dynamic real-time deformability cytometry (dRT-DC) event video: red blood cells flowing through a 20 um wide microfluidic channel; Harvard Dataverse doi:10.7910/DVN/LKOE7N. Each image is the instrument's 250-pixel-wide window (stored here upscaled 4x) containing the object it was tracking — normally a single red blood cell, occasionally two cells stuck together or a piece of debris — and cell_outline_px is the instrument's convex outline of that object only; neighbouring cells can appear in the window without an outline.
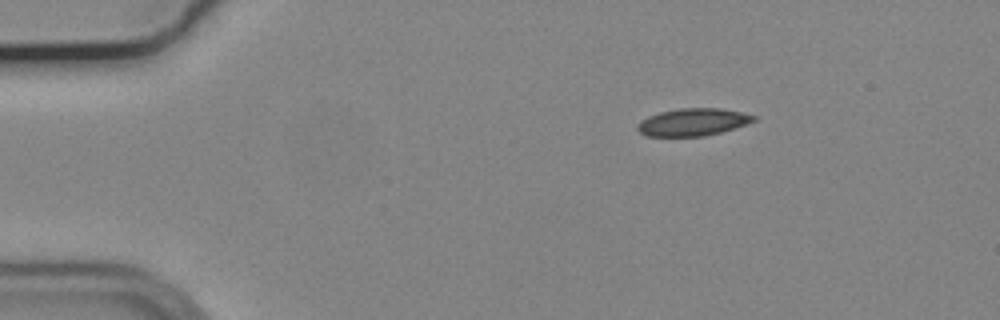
{"species": "common noctule bat (a hibernating species)", "species_latin": "Nyctalus noctula", "temperature_condition": "cold", "stored_images_in_passage": 47, "camera_frame_rate_fps": 3000, "um_per_image_px": 0.085, "animal": {"sex": "male", "body_mass_g": 19.2, "forearm_length_mm": 51.8}, "frame": {"image": 1, "passage_image": 1, "time_ms": 0.0, "image_size_px": [1000, 320], "cell_outline_px": [[756, 120], [720, 132], [704, 136], [648, 136], [640, 132], [636, 128], [636, 124], [640, 120], [648, 116], [660, 112], [680, 108], [720, 108], [740, 112], [756, 116]], "centroid_in_image_um": [58.84, 10.37], "position_along_channel_um": 26.2, "area_um2": 18.38}}
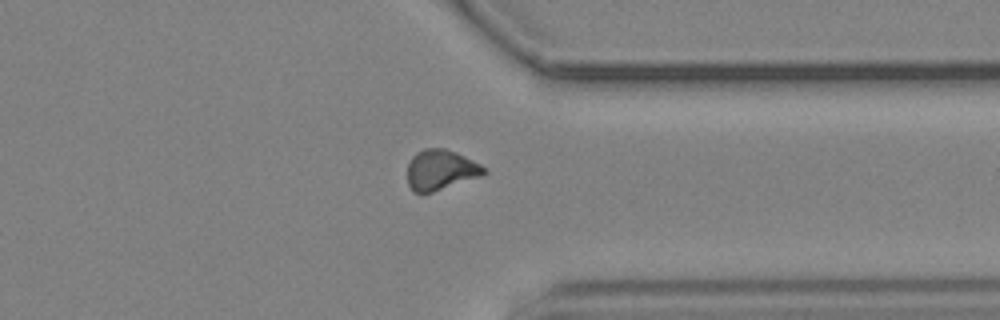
{"frame": {"image": 2, "passage_image": 35, "time_ms": 11.333, "image_size_px": [1000, 320], "cell_outline_px": [[488, 172], [484, 176], [432, 192], [416, 192], [408, 184], [408, 164], [412, 156], [416, 152], [424, 148], [444, 148], [456, 152], [488, 168]], "centroid_in_image_um": [37.51, 14.43], "position_along_channel_um": 373.9, "area_um2": 18.09}}
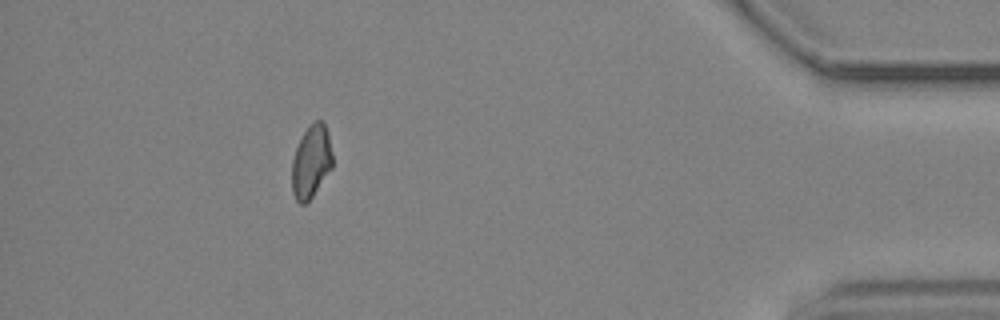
{"frame": {"image": 3, "passage_image": 42, "time_ms": 13.667, "image_size_px": [1000, 320], "cell_outline_px": [[332, 168], [312, 196], [304, 204], [300, 204], [296, 200], [292, 192], [292, 160], [296, 148], [308, 124], [316, 120], [320, 120], [324, 124], [328, 132], [332, 152]], "centroid_in_image_um": [26.45, 13.72], "position_along_channel_um": 408.8, "area_um2": 17.17}, "authors_computed_cell_mechanics": {"area_um2": 18.3804, "velocity_mm_per_s": 3.7062, "shape_relaxation_time_tau1_ms": null, "shape_relaxation_time_tau2_ms": 7.922, "deformation_change_tau1": null, "deformation_change_tau2": 0.1315}}